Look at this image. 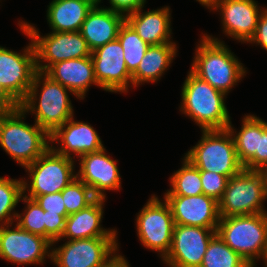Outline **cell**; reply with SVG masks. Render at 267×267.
<instances>
[{
    "label": "cell",
    "instance_id": "6da1fadb",
    "mask_svg": "<svg viewBox=\"0 0 267 267\" xmlns=\"http://www.w3.org/2000/svg\"><path fill=\"white\" fill-rule=\"evenodd\" d=\"M200 39L190 70L227 95L242 80L247 70L222 40L207 34Z\"/></svg>",
    "mask_w": 267,
    "mask_h": 267
},
{
    "label": "cell",
    "instance_id": "7a4b0ae2",
    "mask_svg": "<svg viewBox=\"0 0 267 267\" xmlns=\"http://www.w3.org/2000/svg\"><path fill=\"white\" fill-rule=\"evenodd\" d=\"M38 88H41V91ZM67 91L72 93L44 72L37 71L26 98L20 103V108L25 113L30 112L35 115V123L51 135L58 127L74 117Z\"/></svg>",
    "mask_w": 267,
    "mask_h": 267
},
{
    "label": "cell",
    "instance_id": "3957f363",
    "mask_svg": "<svg viewBox=\"0 0 267 267\" xmlns=\"http://www.w3.org/2000/svg\"><path fill=\"white\" fill-rule=\"evenodd\" d=\"M181 90L180 112L190 117L201 130L228 128L231 117L224 93L200 79L191 70Z\"/></svg>",
    "mask_w": 267,
    "mask_h": 267
},
{
    "label": "cell",
    "instance_id": "277c9868",
    "mask_svg": "<svg viewBox=\"0 0 267 267\" xmlns=\"http://www.w3.org/2000/svg\"><path fill=\"white\" fill-rule=\"evenodd\" d=\"M20 107L0 114V146L21 167L35 162L49 147L50 135L36 123H25Z\"/></svg>",
    "mask_w": 267,
    "mask_h": 267
},
{
    "label": "cell",
    "instance_id": "5b68a950",
    "mask_svg": "<svg viewBox=\"0 0 267 267\" xmlns=\"http://www.w3.org/2000/svg\"><path fill=\"white\" fill-rule=\"evenodd\" d=\"M217 234L251 267L267 249V213L220 217Z\"/></svg>",
    "mask_w": 267,
    "mask_h": 267
},
{
    "label": "cell",
    "instance_id": "8992f818",
    "mask_svg": "<svg viewBox=\"0 0 267 267\" xmlns=\"http://www.w3.org/2000/svg\"><path fill=\"white\" fill-rule=\"evenodd\" d=\"M201 131V139L184 155L187 160L200 171L216 172L228 178L244 169L228 128Z\"/></svg>",
    "mask_w": 267,
    "mask_h": 267
},
{
    "label": "cell",
    "instance_id": "52a82bcc",
    "mask_svg": "<svg viewBox=\"0 0 267 267\" xmlns=\"http://www.w3.org/2000/svg\"><path fill=\"white\" fill-rule=\"evenodd\" d=\"M264 171L243 169L230 177L222 198L218 201L220 217L267 213Z\"/></svg>",
    "mask_w": 267,
    "mask_h": 267
},
{
    "label": "cell",
    "instance_id": "ba28073f",
    "mask_svg": "<svg viewBox=\"0 0 267 267\" xmlns=\"http://www.w3.org/2000/svg\"><path fill=\"white\" fill-rule=\"evenodd\" d=\"M18 25L23 34L33 42L37 71L45 72L60 61L91 56L92 51L79 31L50 32L41 37L34 24L19 21Z\"/></svg>",
    "mask_w": 267,
    "mask_h": 267
},
{
    "label": "cell",
    "instance_id": "9c48e42d",
    "mask_svg": "<svg viewBox=\"0 0 267 267\" xmlns=\"http://www.w3.org/2000/svg\"><path fill=\"white\" fill-rule=\"evenodd\" d=\"M73 160L49 147L35 162L25 167L30 181L23 179L24 195L34 199L37 196L61 192L76 178Z\"/></svg>",
    "mask_w": 267,
    "mask_h": 267
},
{
    "label": "cell",
    "instance_id": "30bf717a",
    "mask_svg": "<svg viewBox=\"0 0 267 267\" xmlns=\"http://www.w3.org/2000/svg\"><path fill=\"white\" fill-rule=\"evenodd\" d=\"M155 194L148 199L136 218V231L141 244L159 252L162 260L170 251L174 220L168 203Z\"/></svg>",
    "mask_w": 267,
    "mask_h": 267
},
{
    "label": "cell",
    "instance_id": "8fae6325",
    "mask_svg": "<svg viewBox=\"0 0 267 267\" xmlns=\"http://www.w3.org/2000/svg\"><path fill=\"white\" fill-rule=\"evenodd\" d=\"M13 223L0 227V258L17 265L43 264L50 257L52 243ZM13 228V229H12ZM50 249V250H49Z\"/></svg>",
    "mask_w": 267,
    "mask_h": 267
},
{
    "label": "cell",
    "instance_id": "7c38bea8",
    "mask_svg": "<svg viewBox=\"0 0 267 267\" xmlns=\"http://www.w3.org/2000/svg\"><path fill=\"white\" fill-rule=\"evenodd\" d=\"M117 241V237L67 240L51 249V260L57 267H98L119 251Z\"/></svg>",
    "mask_w": 267,
    "mask_h": 267
},
{
    "label": "cell",
    "instance_id": "4fadbf2b",
    "mask_svg": "<svg viewBox=\"0 0 267 267\" xmlns=\"http://www.w3.org/2000/svg\"><path fill=\"white\" fill-rule=\"evenodd\" d=\"M37 73L33 42L16 52L0 46V84L20 104Z\"/></svg>",
    "mask_w": 267,
    "mask_h": 267
},
{
    "label": "cell",
    "instance_id": "5bb4252c",
    "mask_svg": "<svg viewBox=\"0 0 267 267\" xmlns=\"http://www.w3.org/2000/svg\"><path fill=\"white\" fill-rule=\"evenodd\" d=\"M217 228L174 225L170 251L163 259L169 267H200Z\"/></svg>",
    "mask_w": 267,
    "mask_h": 267
},
{
    "label": "cell",
    "instance_id": "9a60e30c",
    "mask_svg": "<svg viewBox=\"0 0 267 267\" xmlns=\"http://www.w3.org/2000/svg\"><path fill=\"white\" fill-rule=\"evenodd\" d=\"M91 59L101 89L126 94L128 87H132V74L126 67L123 48L118 39L96 48L91 53Z\"/></svg>",
    "mask_w": 267,
    "mask_h": 267
},
{
    "label": "cell",
    "instance_id": "2e32d148",
    "mask_svg": "<svg viewBox=\"0 0 267 267\" xmlns=\"http://www.w3.org/2000/svg\"><path fill=\"white\" fill-rule=\"evenodd\" d=\"M210 10H219L226 36L244 44L254 36L263 8L255 0H214Z\"/></svg>",
    "mask_w": 267,
    "mask_h": 267
},
{
    "label": "cell",
    "instance_id": "e0dca14e",
    "mask_svg": "<svg viewBox=\"0 0 267 267\" xmlns=\"http://www.w3.org/2000/svg\"><path fill=\"white\" fill-rule=\"evenodd\" d=\"M105 147L99 151L79 157L80 169L76 177L83 181L96 198L106 199V190L121 189V178L117 166L118 160L107 155Z\"/></svg>",
    "mask_w": 267,
    "mask_h": 267
},
{
    "label": "cell",
    "instance_id": "ac0fdd59",
    "mask_svg": "<svg viewBox=\"0 0 267 267\" xmlns=\"http://www.w3.org/2000/svg\"><path fill=\"white\" fill-rule=\"evenodd\" d=\"M174 224L218 228L220 221L218 201L205 194L197 196L164 195Z\"/></svg>",
    "mask_w": 267,
    "mask_h": 267
},
{
    "label": "cell",
    "instance_id": "d6986e66",
    "mask_svg": "<svg viewBox=\"0 0 267 267\" xmlns=\"http://www.w3.org/2000/svg\"><path fill=\"white\" fill-rule=\"evenodd\" d=\"M50 142V147L56 153L72 159L73 153L79 159L84 154L104 148L96 129L90 123L75 121L73 117L50 135ZM54 142L59 143L60 147L53 146Z\"/></svg>",
    "mask_w": 267,
    "mask_h": 267
},
{
    "label": "cell",
    "instance_id": "ffe728a7",
    "mask_svg": "<svg viewBox=\"0 0 267 267\" xmlns=\"http://www.w3.org/2000/svg\"><path fill=\"white\" fill-rule=\"evenodd\" d=\"M44 73L68 88L72 95L81 100L84 99L92 84L99 87L91 56L57 62Z\"/></svg>",
    "mask_w": 267,
    "mask_h": 267
},
{
    "label": "cell",
    "instance_id": "44dd1931",
    "mask_svg": "<svg viewBox=\"0 0 267 267\" xmlns=\"http://www.w3.org/2000/svg\"><path fill=\"white\" fill-rule=\"evenodd\" d=\"M105 201L103 198H96L86 208L68 215L61 239L54 241L52 246L60 240H63V238L67 240H78L93 237H117V230L101 227Z\"/></svg>",
    "mask_w": 267,
    "mask_h": 267
},
{
    "label": "cell",
    "instance_id": "7402d4cb",
    "mask_svg": "<svg viewBox=\"0 0 267 267\" xmlns=\"http://www.w3.org/2000/svg\"><path fill=\"white\" fill-rule=\"evenodd\" d=\"M170 7L165 6L143 12L142 7L125 17V21L149 45L175 43L171 41Z\"/></svg>",
    "mask_w": 267,
    "mask_h": 267
},
{
    "label": "cell",
    "instance_id": "603a6c76",
    "mask_svg": "<svg viewBox=\"0 0 267 267\" xmlns=\"http://www.w3.org/2000/svg\"><path fill=\"white\" fill-rule=\"evenodd\" d=\"M125 16L95 5L83 22L80 33L91 51L117 39Z\"/></svg>",
    "mask_w": 267,
    "mask_h": 267
},
{
    "label": "cell",
    "instance_id": "cb8c5ba5",
    "mask_svg": "<svg viewBox=\"0 0 267 267\" xmlns=\"http://www.w3.org/2000/svg\"><path fill=\"white\" fill-rule=\"evenodd\" d=\"M95 6L88 0H52L47 8V21L52 32H78Z\"/></svg>",
    "mask_w": 267,
    "mask_h": 267
},
{
    "label": "cell",
    "instance_id": "d4e9b609",
    "mask_svg": "<svg viewBox=\"0 0 267 267\" xmlns=\"http://www.w3.org/2000/svg\"><path fill=\"white\" fill-rule=\"evenodd\" d=\"M176 46V43L149 46L138 68L132 74V87L146 82L155 83L161 79L177 55Z\"/></svg>",
    "mask_w": 267,
    "mask_h": 267
},
{
    "label": "cell",
    "instance_id": "484cf974",
    "mask_svg": "<svg viewBox=\"0 0 267 267\" xmlns=\"http://www.w3.org/2000/svg\"><path fill=\"white\" fill-rule=\"evenodd\" d=\"M241 126V130L237 132L230 122L228 130L233 136L238 159L245 166L255 156L257 150L258 117L253 114L245 115Z\"/></svg>",
    "mask_w": 267,
    "mask_h": 267
},
{
    "label": "cell",
    "instance_id": "4316f807",
    "mask_svg": "<svg viewBox=\"0 0 267 267\" xmlns=\"http://www.w3.org/2000/svg\"><path fill=\"white\" fill-rule=\"evenodd\" d=\"M170 189L164 195L197 196L203 194L200 170L183 157L182 167L169 178Z\"/></svg>",
    "mask_w": 267,
    "mask_h": 267
},
{
    "label": "cell",
    "instance_id": "83f0119b",
    "mask_svg": "<svg viewBox=\"0 0 267 267\" xmlns=\"http://www.w3.org/2000/svg\"><path fill=\"white\" fill-rule=\"evenodd\" d=\"M200 267H251L216 234L208 244Z\"/></svg>",
    "mask_w": 267,
    "mask_h": 267
},
{
    "label": "cell",
    "instance_id": "f1b7e54d",
    "mask_svg": "<svg viewBox=\"0 0 267 267\" xmlns=\"http://www.w3.org/2000/svg\"><path fill=\"white\" fill-rule=\"evenodd\" d=\"M117 39L123 48L126 67L133 74L138 68L149 45L126 21L120 27Z\"/></svg>",
    "mask_w": 267,
    "mask_h": 267
},
{
    "label": "cell",
    "instance_id": "f546056e",
    "mask_svg": "<svg viewBox=\"0 0 267 267\" xmlns=\"http://www.w3.org/2000/svg\"><path fill=\"white\" fill-rule=\"evenodd\" d=\"M23 195V178L0 177V227L15 222V207Z\"/></svg>",
    "mask_w": 267,
    "mask_h": 267
},
{
    "label": "cell",
    "instance_id": "4dcf8cb0",
    "mask_svg": "<svg viewBox=\"0 0 267 267\" xmlns=\"http://www.w3.org/2000/svg\"><path fill=\"white\" fill-rule=\"evenodd\" d=\"M61 193L68 215L86 208L96 199L92 190L77 177Z\"/></svg>",
    "mask_w": 267,
    "mask_h": 267
},
{
    "label": "cell",
    "instance_id": "1f68e13d",
    "mask_svg": "<svg viewBox=\"0 0 267 267\" xmlns=\"http://www.w3.org/2000/svg\"><path fill=\"white\" fill-rule=\"evenodd\" d=\"M21 200L26 204V207L23 213H17L15 219L16 224L27 232L37 234L45 238V211L34 199L23 195Z\"/></svg>",
    "mask_w": 267,
    "mask_h": 267
},
{
    "label": "cell",
    "instance_id": "d6a6232c",
    "mask_svg": "<svg viewBox=\"0 0 267 267\" xmlns=\"http://www.w3.org/2000/svg\"><path fill=\"white\" fill-rule=\"evenodd\" d=\"M267 168V122L258 117V143L255 156L244 166L246 170L264 171Z\"/></svg>",
    "mask_w": 267,
    "mask_h": 267
},
{
    "label": "cell",
    "instance_id": "836d02e7",
    "mask_svg": "<svg viewBox=\"0 0 267 267\" xmlns=\"http://www.w3.org/2000/svg\"><path fill=\"white\" fill-rule=\"evenodd\" d=\"M203 194L219 201L226 189L228 177L211 171H200Z\"/></svg>",
    "mask_w": 267,
    "mask_h": 267
},
{
    "label": "cell",
    "instance_id": "e575fe53",
    "mask_svg": "<svg viewBox=\"0 0 267 267\" xmlns=\"http://www.w3.org/2000/svg\"><path fill=\"white\" fill-rule=\"evenodd\" d=\"M67 216L45 211V238L51 243L61 239L65 230Z\"/></svg>",
    "mask_w": 267,
    "mask_h": 267
},
{
    "label": "cell",
    "instance_id": "d590c367",
    "mask_svg": "<svg viewBox=\"0 0 267 267\" xmlns=\"http://www.w3.org/2000/svg\"><path fill=\"white\" fill-rule=\"evenodd\" d=\"M34 200L44 211H48V213L68 215L61 192L37 196Z\"/></svg>",
    "mask_w": 267,
    "mask_h": 267
},
{
    "label": "cell",
    "instance_id": "8d00e7d4",
    "mask_svg": "<svg viewBox=\"0 0 267 267\" xmlns=\"http://www.w3.org/2000/svg\"><path fill=\"white\" fill-rule=\"evenodd\" d=\"M102 0H99V4ZM110 7H105L114 12L120 13L125 17L135 11L143 8L146 4V0H109Z\"/></svg>",
    "mask_w": 267,
    "mask_h": 267
},
{
    "label": "cell",
    "instance_id": "74e56055",
    "mask_svg": "<svg viewBox=\"0 0 267 267\" xmlns=\"http://www.w3.org/2000/svg\"><path fill=\"white\" fill-rule=\"evenodd\" d=\"M248 43H255L257 46L261 45L267 51V8L261 12L257 22L256 32Z\"/></svg>",
    "mask_w": 267,
    "mask_h": 267
},
{
    "label": "cell",
    "instance_id": "f35d334b",
    "mask_svg": "<svg viewBox=\"0 0 267 267\" xmlns=\"http://www.w3.org/2000/svg\"><path fill=\"white\" fill-rule=\"evenodd\" d=\"M20 107V104L0 84V114L12 112Z\"/></svg>",
    "mask_w": 267,
    "mask_h": 267
},
{
    "label": "cell",
    "instance_id": "ab89813d",
    "mask_svg": "<svg viewBox=\"0 0 267 267\" xmlns=\"http://www.w3.org/2000/svg\"><path fill=\"white\" fill-rule=\"evenodd\" d=\"M129 262L124 258V256L115 252L111 257H109L103 264L98 267H130Z\"/></svg>",
    "mask_w": 267,
    "mask_h": 267
},
{
    "label": "cell",
    "instance_id": "60d3db41",
    "mask_svg": "<svg viewBox=\"0 0 267 267\" xmlns=\"http://www.w3.org/2000/svg\"><path fill=\"white\" fill-rule=\"evenodd\" d=\"M196 1H198L203 7L205 6L208 9L211 8L214 2V0H196Z\"/></svg>",
    "mask_w": 267,
    "mask_h": 267
},
{
    "label": "cell",
    "instance_id": "b9f144b4",
    "mask_svg": "<svg viewBox=\"0 0 267 267\" xmlns=\"http://www.w3.org/2000/svg\"><path fill=\"white\" fill-rule=\"evenodd\" d=\"M263 261H264L265 267H267V249H266L265 255L263 257Z\"/></svg>",
    "mask_w": 267,
    "mask_h": 267
},
{
    "label": "cell",
    "instance_id": "7bdbcfd3",
    "mask_svg": "<svg viewBox=\"0 0 267 267\" xmlns=\"http://www.w3.org/2000/svg\"><path fill=\"white\" fill-rule=\"evenodd\" d=\"M90 2H93L95 5H99V0H88Z\"/></svg>",
    "mask_w": 267,
    "mask_h": 267
},
{
    "label": "cell",
    "instance_id": "ee69618b",
    "mask_svg": "<svg viewBox=\"0 0 267 267\" xmlns=\"http://www.w3.org/2000/svg\"><path fill=\"white\" fill-rule=\"evenodd\" d=\"M265 177H266V184H267V168L264 170Z\"/></svg>",
    "mask_w": 267,
    "mask_h": 267
}]
</instances>
